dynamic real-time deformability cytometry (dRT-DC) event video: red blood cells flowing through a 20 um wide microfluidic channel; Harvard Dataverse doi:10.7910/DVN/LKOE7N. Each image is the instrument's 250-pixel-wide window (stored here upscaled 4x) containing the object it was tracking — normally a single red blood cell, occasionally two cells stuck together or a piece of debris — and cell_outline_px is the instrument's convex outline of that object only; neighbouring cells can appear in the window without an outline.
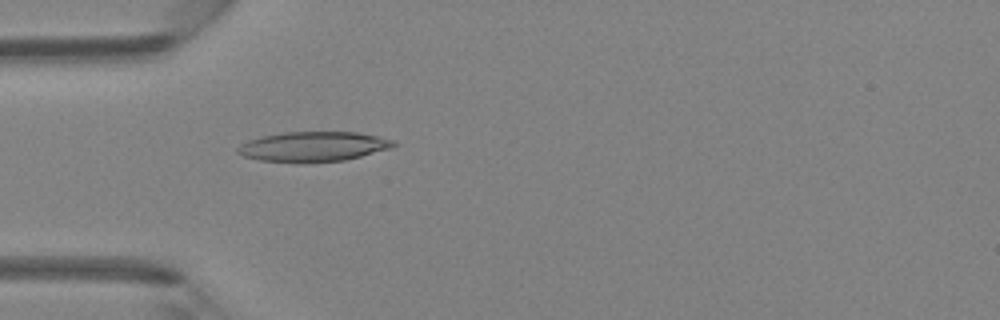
{"species": "Egyptian fruit bat (a non-hibernating species)", "species_latin": "Rousettus aegyptiacus", "temperature_condition": "room temperature", "stored_images_in_passage": 4, "camera_frame_rate_fps": 3000, "um_per_image_px": 0.085, "animal": {"sex": "female"}, "frame": {"image": 1, "passage_image": 4, "time_ms": 3.333, "image_size_px": [1000, 320], "cell_outline_px": [[396, 144], [392, 148], [344, 160], [300, 164], [260, 160], [244, 156], [236, 152], [236, 148], [240, 144], [248, 140], [260, 136], [284, 132], [356, 132], [380, 136], [396, 140]], "centroid_in_image_um": [26.61, 12.47], "position_along_channel_um": 58.4, "area_um2": 27.63}}